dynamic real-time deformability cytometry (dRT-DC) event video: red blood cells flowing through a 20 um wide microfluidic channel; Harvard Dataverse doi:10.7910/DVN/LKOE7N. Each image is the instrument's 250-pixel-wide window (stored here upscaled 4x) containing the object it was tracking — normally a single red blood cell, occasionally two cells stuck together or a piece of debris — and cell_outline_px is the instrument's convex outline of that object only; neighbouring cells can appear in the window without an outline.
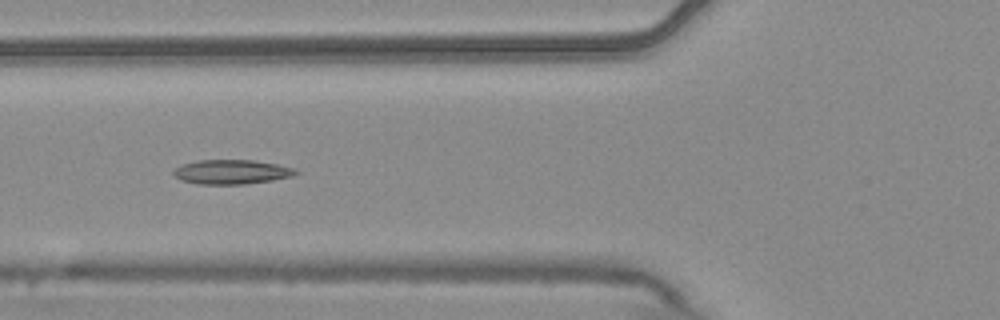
{"species": "common noctule bat (a hibernating species)", "species_latin": "Nyctalus noctula", "temperature_condition": "warm", "stored_images_in_passage": 8, "camera_frame_rate_fps": 3000, "um_per_image_px": 0.085, "animal": {"sex": "male", "body_mass_g": 20.4}, "frame": {"image": 1, "passage_image": 4, "time_ms": 1.0, "image_size_px": [1000, 320], "cell_outline_px": [[300, 172], [292, 176], [272, 180], [244, 184], [196, 184], [180, 180], [172, 176], [172, 172], [180, 164], [196, 160], [252, 160], [276, 164], [296, 168]], "centroid_in_image_um": [19.64, 14.61], "position_along_channel_um": 106.2, "area_um2": 17.57}}
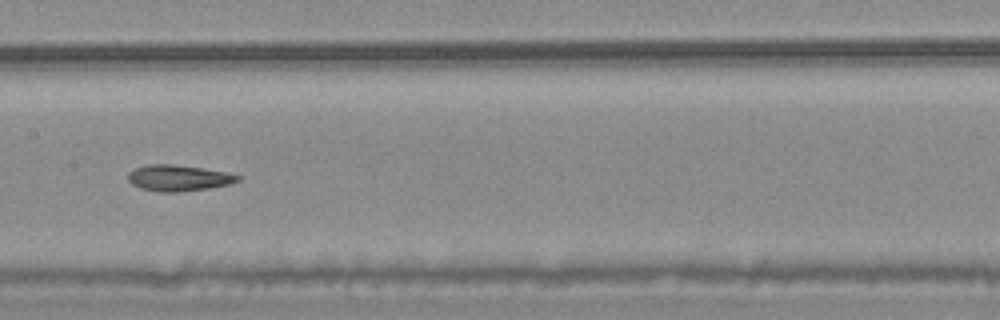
{"frame": {"image": 2, "passage_image": 6, "time_ms": 1.667, "image_size_px": [1000, 320], "cell_outline_px": [[240, 180], [228, 184], [208, 188], [180, 192], [160, 192], [140, 188], [132, 184], [128, 180], [128, 172], [136, 168], [148, 164], [172, 164], [200, 168], [224, 172], [240, 176]], "centroid_in_image_um": [15.12, 15.13], "position_along_channel_um": 192.3, "area_um2": 16.47}}
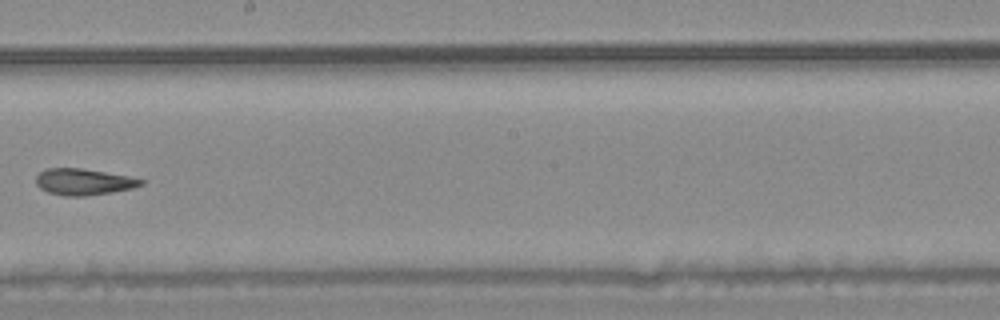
{"frame": {"image": 3, "passage_image": 7, "time_ms": 2.0, "image_size_px": [1000, 320], "cell_outline_px": [[144, 184], [132, 188], [112, 192], [84, 196], [64, 196], [48, 192], [40, 188], [36, 184], [36, 176], [40, 172], [48, 168], [80, 168], [128, 176], [144, 180]], "centroid_in_image_um": [7.09, 15.46], "position_along_channel_um": 241.1, "area_um2": 16.01}}